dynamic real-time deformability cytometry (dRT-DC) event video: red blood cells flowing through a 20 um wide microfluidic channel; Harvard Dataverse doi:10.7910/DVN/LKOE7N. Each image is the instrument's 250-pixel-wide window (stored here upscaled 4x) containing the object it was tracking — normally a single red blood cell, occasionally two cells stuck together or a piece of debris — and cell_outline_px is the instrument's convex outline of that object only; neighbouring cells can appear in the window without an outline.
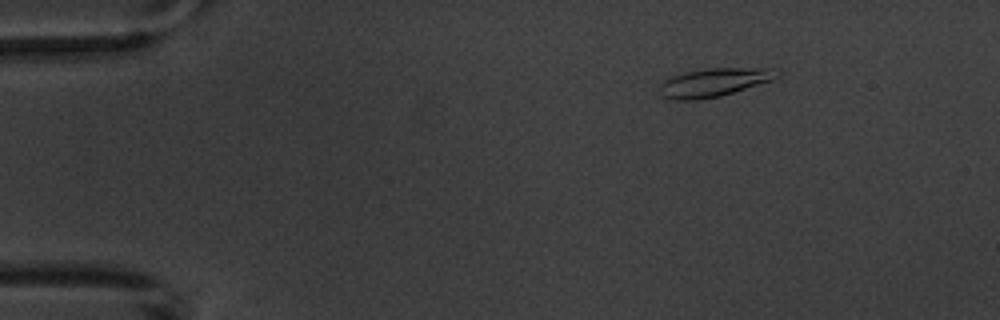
{"species": "common noctule bat (a hibernating species)", "species_latin": "Nyctalus noctula", "temperature_condition": "warm", "stored_images_in_passage": 3, "camera_frame_rate_fps": 3000, "um_per_image_px": 0.085, "animal": {"sex": "male", "body_mass_g": 20.1, "forearm_length_mm": 53.5}, "frame": {"image": 1, "passage_image": 1, "time_ms": 0.0, "image_size_px": [1000, 320], "cell_outline_px": [[780, 76], [772, 80], [720, 96], [696, 100], [672, 100], [664, 96], [660, 92], [660, 84], [664, 80], [672, 76], [684, 72], [708, 68], [772, 68], [780, 72]], "centroid_in_image_um": [60.69, 7.0], "position_along_channel_um": 24.3, "area_um2": 19.36}}